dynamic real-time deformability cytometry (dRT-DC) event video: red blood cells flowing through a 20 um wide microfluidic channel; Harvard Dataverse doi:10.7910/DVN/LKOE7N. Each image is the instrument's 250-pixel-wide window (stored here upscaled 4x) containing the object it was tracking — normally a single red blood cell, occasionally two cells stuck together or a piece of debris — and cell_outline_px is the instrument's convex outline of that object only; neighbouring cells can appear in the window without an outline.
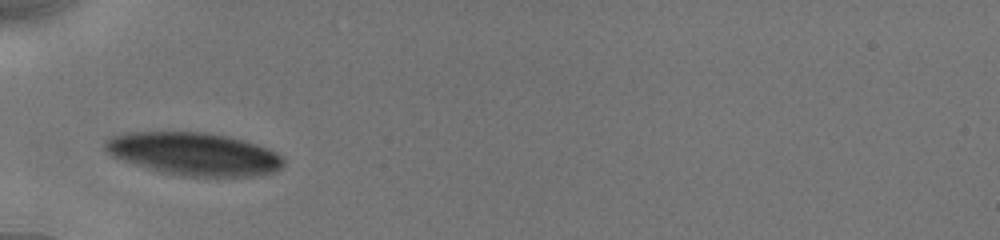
{"species": "human", "species_latin": "Homo sapiens", "temperature_condition": "cold", "stored_images_in_passage": 5, "camera_frame_rate_fps": 3000, "um_per_image_px": 0.085, "donor": {"sex": "male"}, "frame": {"image": 1, "passage_image": 1, "time_ms": 0.0, "image_size_px": [1000, 240], "cell_outline_px": [[284, 164], [276, 172], [260, 176], [180, 176], [160, 172], [112, 156], [104, 148], [104, 140], [108, 136], [124, 132], [208, 132], [228, 136], [244, 140], [268, 148], [276, 152], [284, 160]], "centroid_in_image_um": [16.48, 13.07], "position_along_channel_um": 68.5, "area_um2": 44.8}}